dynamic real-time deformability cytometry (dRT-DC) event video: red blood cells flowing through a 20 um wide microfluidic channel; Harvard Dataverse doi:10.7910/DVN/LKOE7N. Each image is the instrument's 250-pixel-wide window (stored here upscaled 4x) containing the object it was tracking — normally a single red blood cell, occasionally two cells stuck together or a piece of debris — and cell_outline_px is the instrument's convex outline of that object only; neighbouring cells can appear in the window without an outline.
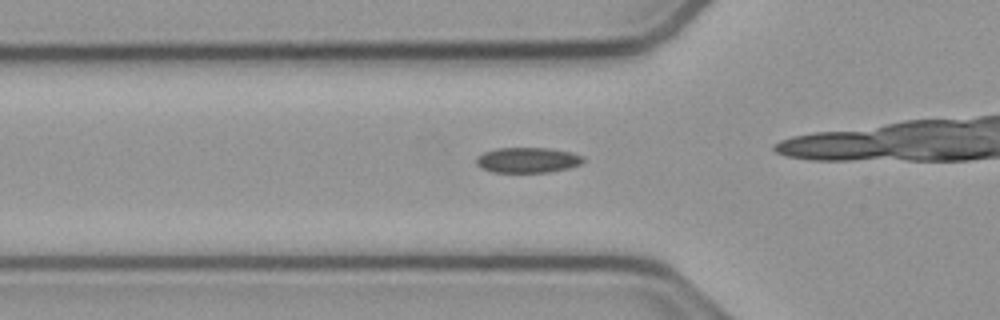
{"species": "common noctule bat (a hibernating species)", "species_latin": "Nyctalus noctula", "temperature_condition": "cold", "stored_images_in_passage": 34, "camera_frame_rate_fps": 3000, "um_per_image_px": 0.085, "animal": {"sex": "male", "body_mass_g": 23.1, "forearm_length_mm": 52.7}, "frame": {"image": 1, "passage_image": 10, "time_ms": 3.0, "image_size_px": [1000, 320], "cell_outline_px": [[584, 160], [580, 164], [568, 168], [548, 172], [492, 172], [480, 168], [476, 164], [476, 156], [484, 152], [496, 148], [548, 148], [572, 152], [580, 156]], "centroid_in_image_um": [44.79, 13.6], "position_along_channel_um": 81.0, "area_um2": 15.78}}
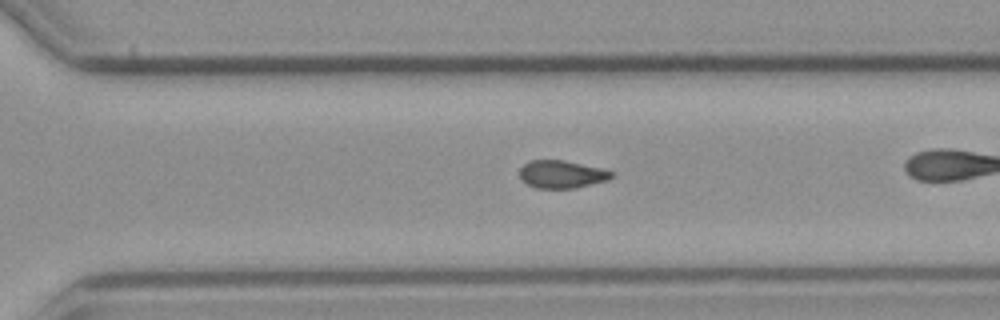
{"frame": {"image": 2, "passage_image": 29, "time_ms": 9.333, "image_size_px": [1000, 320], "cell_outline_px": [[616, 176], [608, 180], [576, 188], [536, 188], [520, 180], [520, 168], [524, 164], [532, 160], [564, 160], [600, 168], [616, 172]], "centroid_in_image_um": [47.78, 14.82], "position_along_channel_um": 322.8, "area_um2": 14.97}}